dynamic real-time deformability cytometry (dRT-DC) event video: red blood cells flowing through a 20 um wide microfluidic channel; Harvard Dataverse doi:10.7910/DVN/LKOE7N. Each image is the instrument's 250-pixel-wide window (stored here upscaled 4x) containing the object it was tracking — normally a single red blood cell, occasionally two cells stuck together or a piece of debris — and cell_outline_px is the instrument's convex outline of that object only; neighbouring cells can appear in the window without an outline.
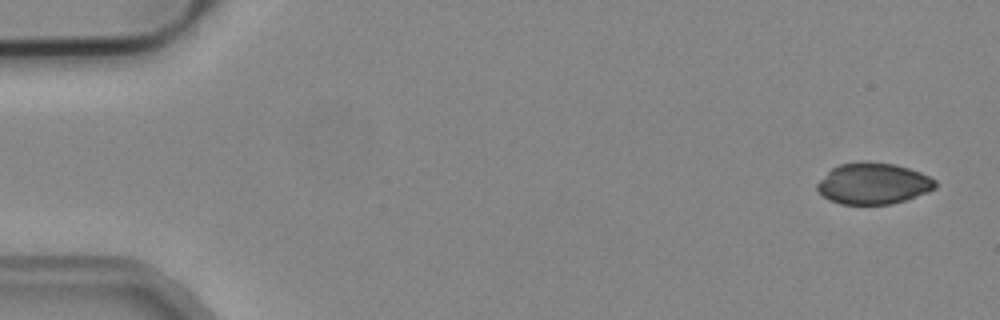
{"species": "common noctule bat (a hibernating species)", "species_latin": "Nyctalus noctula", "temperature_condition": "cold", "stored_images_in_passage": 6, "camera_frame_rate_fps": 3000, "um_per_image_px": 0.085, "animal": {"sex": "male", "body_mass_g": 19.2, "forearm_length_mm": 51.8}, "frame": {"image": 1, "passage_image": 1, "time_ms": 0.0, "image_size_px": [1000, 320], "cell_outline_px": [[936, 188], [928, 192], [892, 204], [840, 204], [828, 200], [816, 188], [816, 184], [832, 168], [840, 164], [860, 160], [868, 160], [896, 164], [920, 172], [936, 180]], "centroid_in_image_um": [74.22, 15.58], "position_along_channel_um": 10.8, "area_um2": 28.61}}